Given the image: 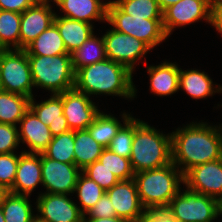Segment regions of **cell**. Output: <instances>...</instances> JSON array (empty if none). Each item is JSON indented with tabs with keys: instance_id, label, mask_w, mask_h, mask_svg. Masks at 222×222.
<instances>
[{
	"instance_id": "obj_1",
	"label": "cell",
	"mask_w": 222,
	"mask_h": 222,
	"mask_svg": "<svg viewBox=\"0 0 222 222\" xmlns=\"http://www.w3.org/2000/svg\"><path fill=\"white\" fill-rule=\"evenodd\" d=\"M172 162L185 174L192 167L222 158V126L190 122L171 132Z\"/></svg>"
},
{
	"instance_id": "obj_2",
	"label": "cell",
	"mask_w": 222,
	"mask_h": 222,
	"mask_svg": "<svg viewBox=\"0 0 222 222\" xmlns=\"http://www.w3.org/2000/svg\"><path fill=\"white\" fill-rule=\"evenodd\" d=\"M132 74L124 65L107 58L78 69L74 88L88 96L104 94L132 99L137 93Z\"/></svg>"
},
{
	"instance_id": "obj_3",
	"label": "cell",
	"mask_w": 222,
	"mask_h": 222,
	"mask_svg": "<svg viewBox=\"0 0 222 222\" xmlns=\"http://www.w3.org/2000/svg\"><path fill=\"white\" fill-rule=\"evenodd\" d=\"M133 179L146 210L166 209L172 198L182 189L180 184H184V174L173 162L137 172Z\"/></svg>"
},
{
	"instance_id": "obj_4",
	"label": "cell",
	"mask_w": 222,
	"mask_h": 222,
	"mask_svg": "<svg viewBox=\"0 0 222 222\" xmlns=\"http://www.w3.org/2000/svg\"><path fill=\"white\" fill-rule=\"evenodd\" d=\"M171 149V133H160L147 122L134 118V139L130 155L134 173L170 164Z\"/></svg>"
},
{
	"instance_id": "obj_5",
	"label": "cell",
	"mask_w": 222,
	"mask_h": 222,
	"mask_svg": "<svg viewBox=\"0 0 222 222\" xmlns=\"http://www.w3.org/2000/svg\"><path fill=\"white\" fill-rule=\"evenodd\" d=\"M34 87L51 94H60L75 86V71L71 54L56 56L28 55Z\"/></svg>"
},
{
	"instance_id": "obj_6",
	"label": "cell",
	"mask_w": 222,
	"mask_h": 222,
	"mask_svg": "<svg viewBox=\"0 0 222 222\" xmlns=\"http://www.w3.org/2000/svg\"><path fill=\"white\" fill-rule=\"evenodd\" d=\"M162 20L133 17L124 13L113 1H109L107 6L106 22L112 25L114 30L142 40L151 49L168 38Z\"/></svg>"
},
{
	"instance_id": "obj_7",
	"label": "cell",
	"mask_w": 222,
	"mask_h": 222,
	"mask_svg": "<svg viewBox=\"0 0 222 222\" xmlns=\"http://www.w3.org/2000/svg\"><path fill=\"white\" fill-rule=\"evenodd\" d=\"M34 87L28 55L23 49L0 51V89L33 97Z\"/></svg>"
},
{
	"instance_id": "obj_8",
	"label": "cell",
	"mask_w": 222,
	"mask_h": 222,
	"mask_svg": "<svg viewBox=\"0 0 222 222\" xmlns=\"http://www.w3.org/2000/svg\"><path fill=\"white\" fill-rule=\"evenodd\" d=\"M166 210L178 222H214L218 218V200L186 187L172 198Z\"/></svg>"
},
{
	"instance_id": "obj_9",
	"label": "cell",
	"mask_w": 222,
	"mask_h": 222,
	"mask_svg": "<svg viewBox=\"0 0 222 222\" xmlns=\"http://www.w3.org/2000/svg\"><path fill=\"white\" fill-rule=\"evenodd\" d=\"M107 30L109 31L103 35L106 57L109 60L124 65L133 73L137 60L142 59L151 48L142 40L133 36L113 28Z\"/></svg>"
},
{
	"instance_id": "obj_10",
	"label": "cell",
	"mask_w": 222,
	"mask_h": 222,
	"mask_svg": "<svg viewBox=\"0 0 222 222\" xmlns=\"http://www.w3.org/2000/svg\"><path fill=\"white\" fill-rule=\"evenodd\" d=\"M213 0H180L163 11V27L167 36L174 28L190 25L201 19L212 24Z\"/></svg>"
},
{
	"instance_id": "obj_11",
	"label": "cell",
	"mask_w": 222,
	"mask_h": 222,
	"mask_svg": "<svg viewBox=\"0 0 222 222\" xmlns=\"http://www.w3.org/2000/svg\"><path fill=\"white\" fill-rule=\"evenodd\" d=\"M82 171L75 164L62 163L41 153L42 185L50 194H74Z\"/></svg>"
},
{
	"instance_id": "obj_12",
	"label": "cell",
	"mask_w": 222,
	"mask_h": 222,
	"mask_svg": "<svg viewBox=\"0 0 222 222\" xmlns=\"http://www.w3.org/2000/svg\"><path fill=\"white\" fill-rule=\"evenodd\" d=\"M35 203L37 216L45 222L84 221V214L67 194L40 193Z\"/></svg>"
},
{
	"instance_id": "obj_13",
	"label": "cell",
	"mask_w": 222,
	"mask_h": 222,
	"mask_svg": "<svg viewBox=\"0 0 222 222\" xmlns=\"http://www.w3.org/2000/svg\"><path fill=\"white\" fill-rule=\"evenodd\" d=\"M59 95L62 97L63 115L72 131L87 129L100 112L90 96L75 88Z\"/></svg>"
},
{
	"instance_id": "obj_14",
	"label": "cell",
	"mask_w": 222,
	"mask_h": 222,
	"mask_svg": "<svg viewBox=\"0 0 222 222\" xmlns=\"http://www.w3.org/2000/svg\"><path fill=\"white\" fill-rule=\"evenodd\" d=\"M184 185L219 200L222 197V158L192 167L184 174Z\"/></svg>"
},
{
	"instance_id": "obj_15",
	"label": "cell",
	"mask_w": 222,
	"mask_h": 222,
	"mask_svg": "<svg viewBox=\"0 0 222 222\" xmlns=\"http://www.w3.org/2000/svg\"><path fill=\"white\" fill-rule=\"evenodd\" d=\"M115 208L116 216L128 222H140L146 209L143 207L134 179L120 180L106 191Z\"/></svg>"
},
{
	"instance_id": "obj_16",
	"label": "cell",
	"mask_w": 222,
	"mask_h": 222,
	"mask_svg": "<svg viewBox=\"0 0 222 222\" xmlns=\"http://www.w3.org/2000/svg\"><path fill=\"white\" fill-rule=\"evenodd\" d=\"M50 2L53 1H37L21 13L20 49L24 50L53 23L56 13Z\"/></svg>"
},
{
	"instance_id": "obj_17",
	"label": "cell",
	"mask_w": 222,
	"mask_h": 222,
	"mask_svg": "<svg viewBox=\"0 0 222 222\" xmlns=\"http://www.w3.org/2000/svg\"><path fill=\"white\" fill-rule=\"evenodd\" d=\"M41 184V153L21 152L19 155L13 187L10 193L17 195H31V192Z\"/></svg>"
},
{
	"instance_id": "obj_18",
	"label": "cell",
	"mask_w": 222,
	"mask_h": 222,
	"mask_svg": "<svg viewBox=\"0 0 222 222\" xmlns=\"http://www.w3.org/2000/svg\"><path fill=\"white\" fill-rule=\"evenodd\" d=\"M19 124V142L25 143L30 149L23 152L43 153L53 138L49 127L43 124L30 109L24 114Z\"/></svg>"
},
{
	"instance_id": "obj_19",
	"label": "cell",
	"mask_w": 222,
	"mask_h": 222,
	"mask_svg": "<svg viewBox=\"0 0 222 222\" xmlns=\"http://www.w3.org/2000/svg\"><path fill=\"white\" fill-rule=\"evenodd\" d=\"M34 99V96L30 99L29 109L49 127L53 137L70 131L63 115L62 97L59 94H51L49 99L40 103Z\"/></svg>"
},
{
	"instance_id": "obj_20",
	"label": "cell",
	"mask_w": 222,
	"mask_h": 222,
	"mask_svg": "<svg viewBox=\"0 0 222 222\" xmlns=\"http://www.w3.org/2000/svg\"><path fill=\"white\" fill-rule=\"evenodd\" d=\"M65 13L62 17L83 21L92 24V20L107 21L108 2L103 0H53Z\"/></svg>"
},
{
	"instance_id": "obj_21",
	"label": "cell",
	"mask_w": 222,
	"mask_h": 222,
	"mask_svg": "<svg viewBox=\"0 0 222 222\" xmlns=\"http://www.w3.org/2000/svg\"><path fill=\"white\" fill-rule=\"evenodd\" d=\"M150 76V89L159 96H169L179 91L180 68L178 64L164 61L147 67Z\"/></svg>"
},
{
	"instance_id": "obj_22",
	"label": "cell",
	"mask_w": 222,
	"mask_h": 222,
	"mask_svg": "<svg viewBox=\"0 0 222 222\" xmlns=\"http://www.w3.org/2000/svg\"><path fill=\"white\" fill-rule=\"evenodd\" d=\"M53 23L57 26L69 54L78 49L94 33L93 24L58 14H55Z\"/></svg>"
},
{
	"instance_id": "obj_23",
	"label": "cell",
	"mask_w": 222,
	"mask_h": 222,
	"mask_svg": "<svg viewBox=\"0 0 222 222\" xmlns=\"http://www.w3.org/2000/svg\"><path fill=\"white\" fill-rule=\"evenodd\" d=\"M213 85L212 79L204 71L201 72L198 69L182 70L180 68L179 90L183 89L193 99H205L216 92L222 93L221 85L216 87Z\"/></svg>"
},
{
	"instance_id": "obj_24",
	"label": "cell",
	"mask_w": 222,
	"mask_h": 222,
	"mask_svg": "<svg viewBox=\"0 0 222 222\" xmlns=\"http://www.w3.org/2000/svg\"><path fill=\"white\" fill-rule=\"evenodd\" d=\"M27 55L56 56L69 54L57 26L52 23L25 49Z\"/></svg>"
},
{
	"instance_id": "obj_25",
	"label": "cell",
	"mask_w": 222,
	"mask_h": 222,
	"mask_svg": "<svg viewBox=\"0 0 222 222\" xmlns=\"http://www.w3.org/2000/svg\"><path fill=\"white\" fill-rule=\"evenodd\" d=\"M75 165L82 171L99 160L103 147L97 143L87 129L74 131Z\"/></svg>"
},
{
	"instance_id": "obj_26",
	"label": "cell",
	"mask_w": 222,
	"mask_h": 222,
	"mask_svg": "<svg viewBox=\"0 0 222 222\" xmlns=\"http://www.w3.org/2000/svg\"><path fill=\"white\" fill-rule=\"evenodd\" d=\"M29 97L0 89V123L15 125L29 110Z\"/></svg>"
},
{
	"instance_id": "obj_27",
	"label": "cell",
	"mask_w": 222,
	"mask_h": 222,
	"mask_svg": "<svg viewBox=\"0 0 222 222\" xmlns=\"http://www.w3.org/2000/svg\"><path fill=\"white\" fill-rule=\"evenodd\" d=\"M94 35L93 33L78 49L71 53L75 72L80 68L107 59L103 36L99 38Z\"/></svg>"
},
{
	"instance_id": "obj_28",
	"label": "cell",
	"mask_w": 222,
	"mask_h": 222,
	"mask_svg": "<svg viewBox=\"0 0 222 222\" xmlns=\"http://www.w3.org/2000/svg\"><path fill=\"white\" fill-rule=\"evenodd\" d=\"M28 198V195H17L10 192L5 196L0 206L5 222L32 221L36 215H33L32 205Z\"/></svg>"
},
{
	"instance_id": "obj_29",
	"label": "cell",
	"mask_w": 222,
	"mask_h": 222,
	"mask_svg": "<svg viewBox=\"0 0 222 222\" xmlns=\"http://www.w3.org/2000/svg\"><path fill=\"white\" fill-rule=\"evenodd\" d=\"M114 115L99 112L87 130L92 138L103 148H107L111 140L123 126Z\"/></svg>"
},
{
	"instance_id": "obj_30",
	"label": "cell",
	"mask_w": 222,
	"mask_h": 222,
	"mask_svg": "<svg viewBox=\"0 0 222 222\" xmlns=\"http://www.w3.org/2000/svg\"><path fill=\"white\" fill-rule=\"evenodd\" d=\"M20 23L21 13L0 9L1 50L20 49Z\"/></svg>"
},
{
	"instance_id": "obj_31",
	"label": "cell",
	"mask_w": 222,
	"mask_h": 222,
	"mask_svg": "<svg viewBox=\"0 0 222 222\" xmlns=\"http://www.w3.org/2000/svg\"><path fill=\"white\" fill-rule=\"evenodd\" d=\"M74 143V131L70 130L54 136L42 154L62 163L75 164Z\"/></svg>"
},
{
	"instance_id": "obj_32",
	"label": "cell",
	"mask_w": 222,
	"mask_h": 222,
	"mask_svg": "<svg viewBox=\"0 0 222 222\" xmlns=\"http://www.w3.org/2000/svg\"><path fill=\"white\" fill-rule=\"evenodd\" d=\"M77 193L80 211L85 215L103 196L106 191L99 186L95 181L87 177L83 172L80 173L77 184L75 186Z\"/></svg>"
},
{
	"instance_id": "obj_33",
	"label": "cell",
	"mask_w": 222,
	"mask_h": 222,
	"mask_svg": "<svg viewBox=\"0 0 222 222\" xmlns=\"http://www.w3.org/2000/svg\"><path fill=\"white\" fill-rule=\"evenodd\" d=\"M121 118L124 125L111 140L107 149L119 156L130 159L134 139V117L124 112Z\"/></svg>"
},
{
	"instance_id": "obj_34",
	"label": "cell",
	"mask_w": 222,
	"mask_h": 222,
	"mask_svg": "<svg viewBox=\"0 0 222 222\" xmlns=\"http://www.w3.org/2000/svg\"><path fill=\"white\" fill-rule=\"evenodd\" d=\"M126 14L146 19H163V11L157 0H113Z\"/></svg>"
},
{
	"instance_id": "obj_35",
	"label": "cell",
	"mask_w": 222,
	"mask_h": 222,
	"mask_svg": "<svg viewBox=\"0 0 222 222\" xmlns=\"http://www.w3.org/2000/svg\"><path fill=\"white\" fill-rule=\"evenodd\" d=\"M99 161L114 175L118 177L119 180H130L133 179L135 173L132 169L130 159L119 156L109 149L104 148Z\"/></svg>"
},
{
	"instance_id": "obj_36",
	"label": "cell",
	"mask_w": 222,
	"mask_h": 222,
	"mask_svg": "<svg viewBox=\"0 0 222 222\" xmlns=\"http://www.w3.org/2000/svg\"><path fill=\"white\" fill-rule=\"evenodd\" d=\"M82 172L105 191L109 190L120 181L118 177L108 170L99 160L88 165Z\"/></svg>"
},
{
	"instance_id": "obj_37",
	"label": "cell",
	"mask_w": 222,
	"mask_h": 222,
	"mask_svg": "<svg viewBox=\"0 0 222 222\" xmlns=\"http://www.w3.org/2000/svg\"><path fill=\"white\" fill-rule=\"evenodd\" d=\"M18 161L19 155L15 153L0 154V185L7 190L13 187Z\"/></svg>"
},
{
	"instance_id": "obj_38",
	"label": "cell",
	"mask_w": 222,
	"mask_h": 222,
	"mask_svg": "<svg viewBox=\"0 0 222 222\" xmlns=\"http://www.w3.org/2000/svg\"><path fill=\"white\" fill-rule=\"evenodd\" d=\"M19 144L17 126L0 123V154L14 153Z\"/></svg>"
},
{
	"instance_id": "obj_39",
	"label": "cell",
	"mask_w": 222,
	"mask_h": 222,
	"mask_svg": "<svg viewBox=\"0 0 222 222\" xmlns=\"http://www.w3.org/2000/svg\"><path fill=\"white\" fill-rule=\"evenodd\" d=\"M84 216L93 218H110L116 217V212L115 208L111 205L110 198L106 193H104L99 201L91 209H89Z\"/></svg>"
},
{
	"instance_id": "obj_40",
	"label": "cell",
	"mask_w": 222,
	"mask_h": 222,
	"mask_svg": "<svg viewBox=\"0 0 222 222\" xmlns=\"http://www.w3.org/2000/svg\"><path fill=\"white\" fill-rule=\"evenodd\" d=\"M38 0H0V9L23 13L32 7Z\"/></svg>"
},
{
	"instance_id": "obj_41",
	"label": "cell",
	"mask_w": 222,
	"mask_h": 222,
	"mask_svg": "<svg viewBox=\"0 0 222 222\" xmlns=\"http://www.w3.org/2000/svg\"><path fill=\"white\" fill-rule=\"evenodd\" d=\"M140 222H178L166 209L146 210Z\"/></svg>"
},
{
	"instance_id": "obj_42",
	"label": "cell",
	"mask_w": 222,
	"mask_h": 222,
	"mask_svg": "<svg viewBox=\"0 0 222 222\" xmlns=\"http://www.w3.org/2000/svg\"><path fill=\"white\" fill-rule=\"evenodd\" d=\"M211 25L222 35V4H212Z\"/></svg>"
},
{
	"instance_id": "obj_43",
	"label": "cell",
	"mask_w": 222,
	"mask_h": 222,
	"mask_svg": "<svg viewBox=\"0 0 222 222\" xmlns=\"http://www.w3.org/2000/svg\"><path fill=\"white\" fill-rule=\"evenodd\" d=\"M83 222H128V221L117 216L110 218H93V217L84 216Z\"/></svg>"
},
{
	"instance_id": "obj_44",
	"label": "cell",
	"mask_w": 222,
	"mask_h": 222,
	"mask_svg": "<svg viewBox=\"0 0 222 222\" xmlns=\"http://www.w3.org/2000/svg\"><path fill=\"white\" fill-rule=\"evenodd\" d=\"M158 4L160 6V9L164 11L167 9L169 6L176 4L180 0H157Z\"/></svg>"
},
{
	"instance_id": "obj_45",
	"label": "cell",
	"mask_w": 222,
	"mask_h": 222,
	"mask_svg": "<svg viewBox=\"0 0 222 222\" xmlns=\"http://www.w3.org/2000/svg\"><path fill=\"white\" fill-rule=\"evenodd\" d=\"M8 193L9 190H7L4 186L0 185V206L3 203V200Z\"/></svg>"
},
{
	"instance_id": "obj_46",
	"label": "cell",
	"mask_w": 222,
	"mask_h": 222,
	"mask_svg": "<svg viewBox=\"0 0 222 222\" xmlns=\"http://www.w3.org/2000/svg\"><path fill=\"white\" fill-rule=\"evenodd\" d=\"M218 215H222V197L218 200Z\"/></svg>"
},
{
	"instance_id": "obj_47",
	"label": "cell",
	"mask_w": 222,
	"mask_h": 222,
	"mask_svg": "<svg viewBox=\"0 0 222 222\" xmlns=\"http://www.w3.org/2000/svg\"><path fill=\"white\" fill-rule=\"evenodd\" d=\"M31 222H45L43 220H41L37 215L32 219Z\"/></svg>"
},
{
	"instance_id": "obj_48",
	"label": "cell",
	"mask_w": 222,
	"mask_h": 222,
	"mask_svg": "<svg viewBox=\"0 0 222 222\" xmlns=\"http://www.w3.org/2000/svg\"><path fill=\"white\" fill-rule=\"evenodd\" d=\"M0 222H5L4 215H3L1 207H0Z\"/></svg>"
},
{
	"instance_id": "obj_49",
	"label": "cell",
	"mask_w": 222,
	"mask_h": 222,
	"mask_svg": "<svg viewBox=\"0 0 222 222\" xmlns=\"http://www.w3.org/2000/svg\"><path fill=\"white\" fill-rule=\"evenodd\" d=\"M212 4H222V0H213Z\"/></svg>"
}]
</instances>
